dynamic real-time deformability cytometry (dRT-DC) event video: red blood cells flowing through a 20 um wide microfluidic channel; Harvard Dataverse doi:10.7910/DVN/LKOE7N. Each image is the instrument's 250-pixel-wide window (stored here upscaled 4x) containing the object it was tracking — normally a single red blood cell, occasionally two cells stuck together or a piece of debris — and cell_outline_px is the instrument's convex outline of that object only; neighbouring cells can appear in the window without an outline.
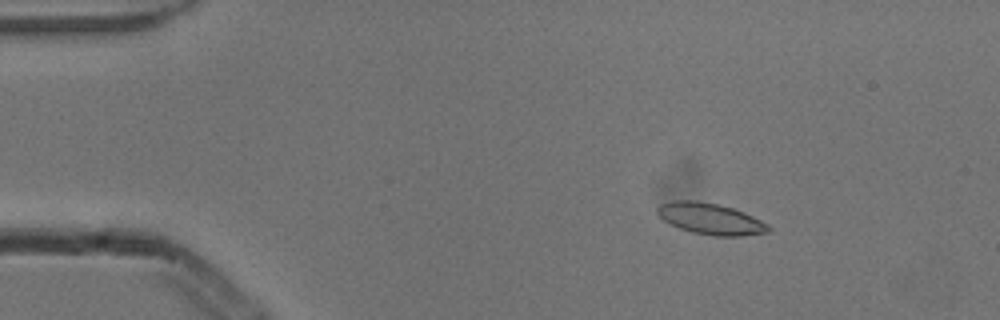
{"species": "common noctule bat (a hibernating species)", "species_latin": "Nyctalus noctula", "temperature_condition": "cold", "stored_images_in_passage": 5, "camera_frame_rate_fps": 3000, "um_per_image_px": 0.085, "animal": {"sex": "male", "body_mass_g": 13.3}, "frame": {"image": 1, "passage_image": 3, "time_ms": 0.667, "image_size_px": [1000, 320], "cell_outline_px": [[772, 228], [768, 232], [740, 236], [712, 236], [692, 232], [668, 224], [656, 212], [656, 208], [660, 204], [672, 200], [696, 200], [716, 204], [732, 208], [744, 212], [768, 224]], "centroid_in_image_um": [60.37, 18.6], "position_along_channel_um": 24.6, "area_um2": 20.29}}